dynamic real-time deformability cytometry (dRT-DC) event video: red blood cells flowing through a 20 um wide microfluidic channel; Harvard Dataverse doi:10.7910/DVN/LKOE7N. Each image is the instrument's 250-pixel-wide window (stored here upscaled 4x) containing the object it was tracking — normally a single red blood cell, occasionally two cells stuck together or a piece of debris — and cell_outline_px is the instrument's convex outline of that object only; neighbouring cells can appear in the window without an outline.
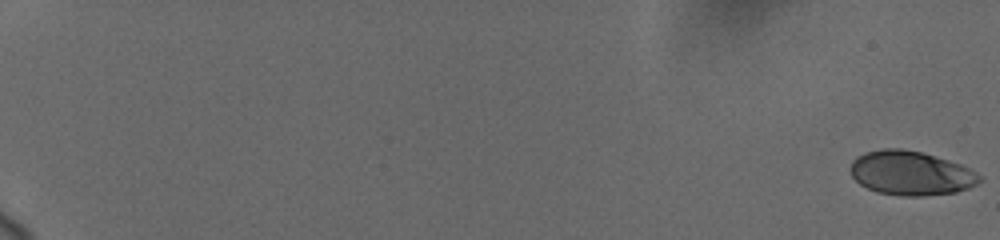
{"species": "human", "species_latin": "Homo sapiens", "temperature_condition": "cold", "stored_images_in_passage": 28, "camera_frame_rate_fps": 3000, "um_per_image_px": 0.085, "donor": {"sex": "female"}, "frame": {"image": 1, "passage_image": 1, "time_ms": 0.0, "image_size_px": [1000, 240], "cell_outline_px": [[980, 180], [976, 184], [968, 188], [956, 192], [924, 196], [900, 196], [876, 192], [860, 184], [852, 176], [852, 160], [856, 156], [864, 152], [884, 148], [900, 148], [920, 152], [948, 160], [960, 164], [976, 172], [980, 176]], "centroid_in_image_um": [77.4, 14.72], "position_along_channel_um": 7.6, "area_um2": 33.12}}
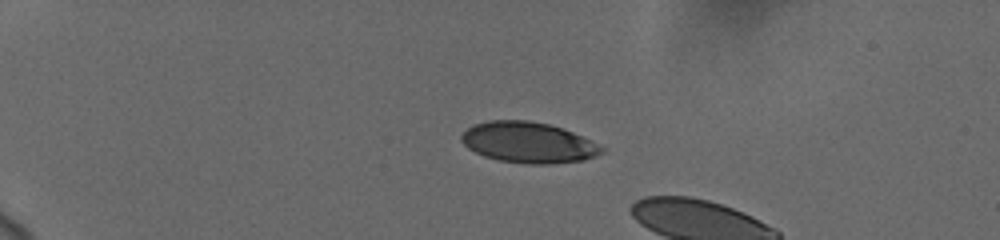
{"frame": {"image": 2, "passage_image": 21, "time_ms": 5.333, "image_size_px": [1000, 240], "cell_outline_px": [[608, 148], [604, 152], [596, 156], [584, 160], [548, 164], [532, 164], [500, 160], [484, 156], [468, 148], [460, 140], [460, 136], [472, 124], [488, 120], [528, 120], [548, 124], [564, 128]], "centroid_in_image_um": [44.94, 12.1], "position_along_channel_um": 40.1, "area_um2": 33.52}}